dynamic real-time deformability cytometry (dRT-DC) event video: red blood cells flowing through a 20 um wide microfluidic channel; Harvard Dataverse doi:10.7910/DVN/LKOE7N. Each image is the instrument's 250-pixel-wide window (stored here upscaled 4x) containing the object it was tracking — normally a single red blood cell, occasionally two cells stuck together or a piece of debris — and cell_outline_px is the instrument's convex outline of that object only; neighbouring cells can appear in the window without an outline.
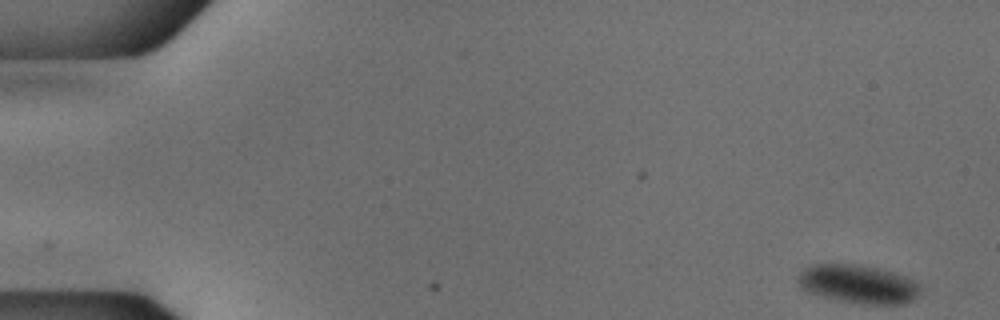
{"species": "common noctule bat (a hibernating species)", "species_latin": "Nyctalus noctula", "temperature_condition": "cold", "stored_images_in_passage": 54, "camera_frame_rate_fps": 3000, "um_per_image_px": 0.085, "animal": {"sex": "male", "body_mass_g": 18.8}, "frame": {"image": 1, "passage_image": 1, "time_ms": 0.0, "image_size_px": [1000, 320], "cell_outline_px": [[920, 292], [912, 300], [904, 304], [868, 304], [840, 300], [804, 292], [796, 280], [800, 272], [804, 268], [812, 264], [864, 264], [892, 272], [916, 280], [920, 284]], "centroid_in_image_um": [72.93, 24.13], "position_along_channel_um": 12.1, "area_um2": 27.69}}
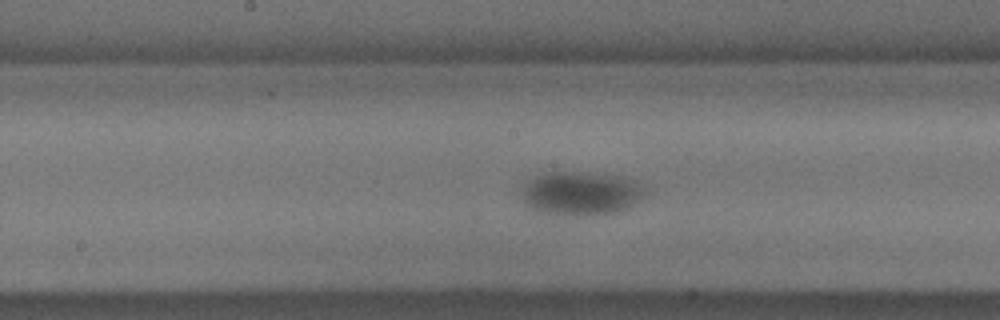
{"frame": {"image": 2, "passage_image": 27, "time_ms": 8.667, "image_size_px": [1000, 320], "cell_outline_px": [[648, 192], [640, 200], [628, 208], [620, 212], [592, 216], [564, 216], [544, 212], [532, 208], [524, 204], [524, 184], [528, 180], [536, 176], [548, 172], [576, 172], [620, 176], [632, 180], [640, 184]], "centroid_in_image_um": [49.42, 16.46], "position_along_channel_um": 198.8, "area_um2": 31.62}}
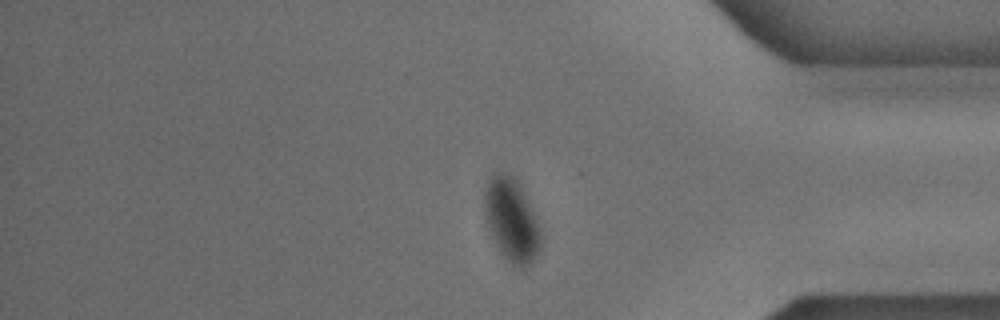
{"frame": {"image": 3, "passage_image": 44, "time_ms": 14.333, "image_size_px": [1000, 320], "cell_outline_px": [[540, 252], [524, 268], [512, 268], [496, 244], [492, 236], [488, 224], [484, 208], [484, 192], [488, 180], [496, 172], [508, 172], [516, 180], [536, 216], [540, 228]], "centroid_in_image_um": [43.48, 18.72], "position_along_channel_um": 391.7, "area_um2": 27.05}}